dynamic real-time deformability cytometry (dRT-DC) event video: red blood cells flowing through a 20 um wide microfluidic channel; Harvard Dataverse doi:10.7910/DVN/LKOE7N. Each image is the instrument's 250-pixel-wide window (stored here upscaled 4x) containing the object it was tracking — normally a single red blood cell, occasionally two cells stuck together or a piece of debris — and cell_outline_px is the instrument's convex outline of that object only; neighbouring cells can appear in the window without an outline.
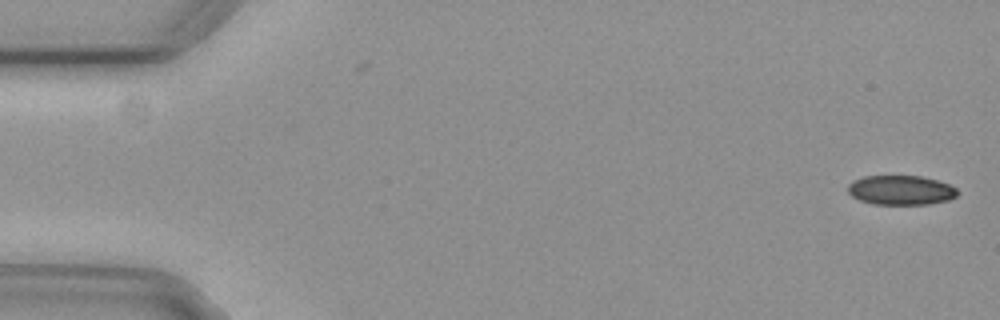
{"species": "common noctule bat (a hibernating species)", "species_latin": "Nyctalus noctula", "temperature_condition": "cold", "stored_images_in_passage": 55, "camera_frame_rate_fps": 3000, "um_per_image_px": 0.085, "animal": {"sex": "female", "body_mass_g": 29.2, "forearm_length_mm": 56.3}, "frame": {"image": 1, "passage_image": 1, "time_ms": 0.0, "image_size_px": [1000, 320], "cell_outline_px": [[956, 196], [948, 200], [928, 204], [872, 204], [860, 200], [852, 196], [848, 192], [848, 184], [852, 180], [864, 176], [920, 176], [936, 180], [948, 184], [956, 188]], "centroid_in_image_um": [76.53, 16.16], "position_along_channel_um": 8.5, "area_um2": 18.73}}
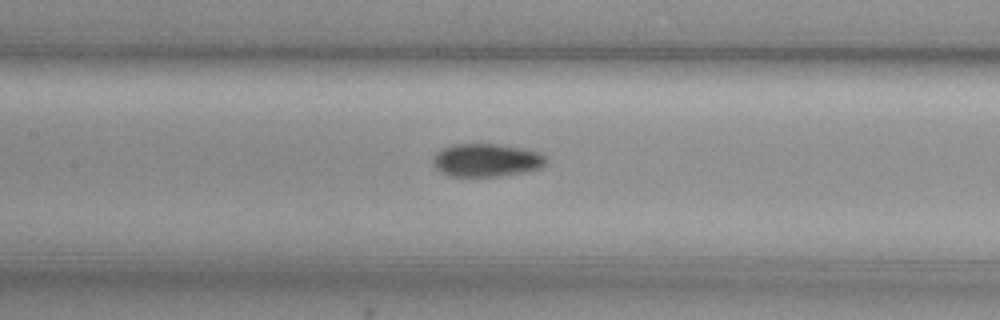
{"frame": {"image": 2, "passage_image": 25, "time_ms": 8.0, "image_size_px": [1000, 320], "cell_outline_px": [[548, 160], [540, 168], [528, 172], [504, 176], [448, 176], [440, 172], [436, 168], [432, 160], [436, 152], [452, 144], [496, 144], [520, 148], [536, 152], [544, 156]], "centroid_in_image_um": [41.33, 13.63], "position_along_channel_um": 166.1, "area_um2": 21.79}}
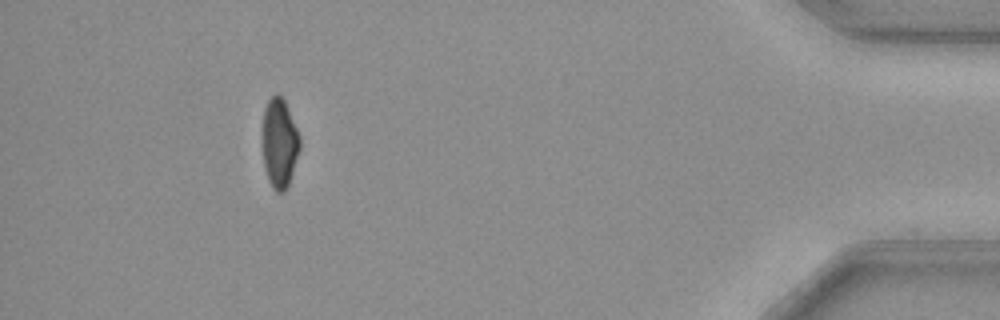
{"frame": {"image": 3, "passage_image": 50, "time_ms": 16.333, "image_size_px": [1000, 320], "cell_outline_px": [[300, 148], [288, 184], [284, 192], [276, 192], [272, 188], [268, 180], [264, 168], [260, 140], [264, 108], [268, 100], [276, 92], [284, 100], [300, 136]], "centroid_in_image_um": [23.7, 12.16], "position_along_channel_um": 411.5, "area_um2": 19.88}, "authors_computed_cell_mechanics": {"area_um2": 20.9814, "velocity_mm_per_s": 3.7247, "shape_relaxation_time_tau1_ms": 5.9264, "shape_relaxation_time_tau2_ms": null, "deformation_change_tau1": 0.1183, "deformation_change_tau2": null}}